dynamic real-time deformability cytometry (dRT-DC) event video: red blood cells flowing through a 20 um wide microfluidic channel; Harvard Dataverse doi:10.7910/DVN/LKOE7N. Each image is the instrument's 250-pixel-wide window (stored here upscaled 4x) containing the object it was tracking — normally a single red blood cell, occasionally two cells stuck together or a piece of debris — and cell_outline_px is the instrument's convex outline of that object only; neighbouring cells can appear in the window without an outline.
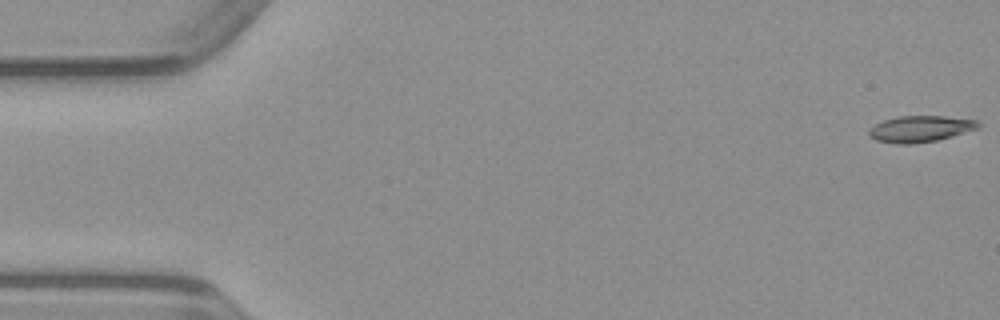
{"species": "common noctule bat (a hibernating species)", "species_latin": "Nyctalus noctula", "temperature_condition": "warm", "stored_images_in_passage": 49, "camera_frame_rate_fps": 3000, "um_per_image_px": 0.085, "animal": {"sex": "male", "body_mass_g": 23.1, "forearm_length_mm": 52.7}, "frame": {"image": 1, "passage_image": 1, "time_ms": 0.0, "image_size_px": [1000, 320], "cell_outline_px": [[980, 128], [952, 136], [936, 140], [912, 144], [896, 144], [876, 140], [868, 136], [868, 128], [884, 120], [900, 116], [944, 116], [976, 120], [980, 124]], "centroid_in_image_um": [78.2, 10.96], "position_along_channel_um": 6.8, "area_um2": 16.76}}
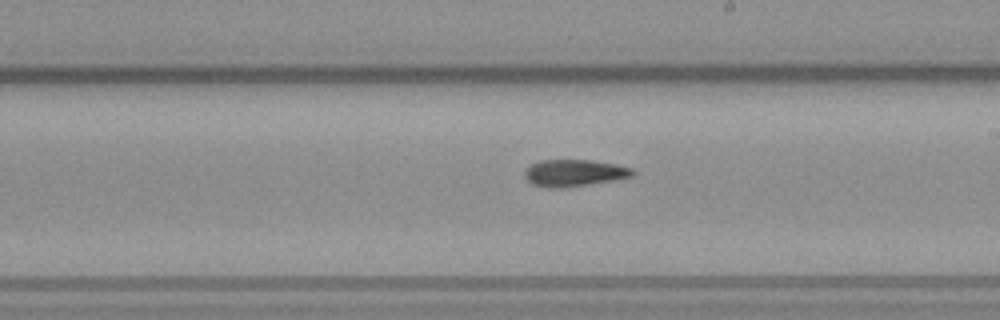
{"frame": {"image": 2, "passage_image": 28, "time_ms": 9.0, "image_size_px": [1000, 320], "cell_outline_px": [[636, 172], [632, 176], [612, 180], [588, 184], [560, 188], [548, 188], [532, 184], [524, 176], [524, 172], [532, 164], [540, 160], [592, 160], [616, 164], [632, 168]], "centroid_in_image_um": [48.8, 14.69], "position_along_channel_um": 240.2, "area_um2": 16.76}}
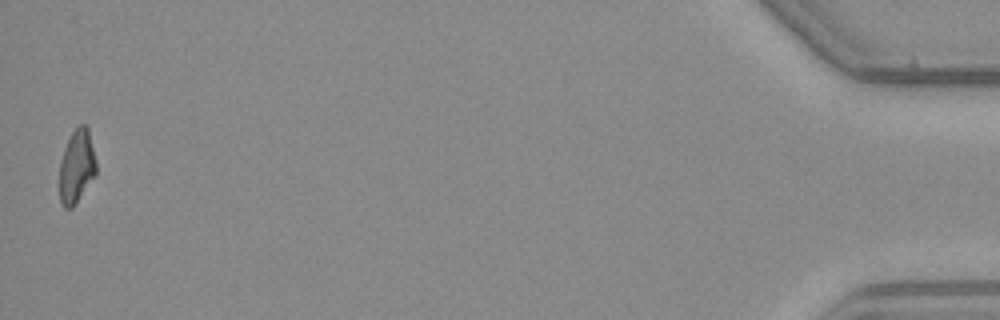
{"frame": {"image": 3, "passage_image": 49, "time_ms": 16.0, "image_size_px": [1000, 320], "cell_outline_px": [[96, 176], [76, 204], [72, 208], [64, 208], [60, 204], [60, 160], [64, 148], [72, 132], [80, 124], [84, 124], [88, 128], [96, 160]], "centroid_in_image_um": [6.52, 14.19], "position_along_channel_um": 428.7, "area_um2": 15.9}}